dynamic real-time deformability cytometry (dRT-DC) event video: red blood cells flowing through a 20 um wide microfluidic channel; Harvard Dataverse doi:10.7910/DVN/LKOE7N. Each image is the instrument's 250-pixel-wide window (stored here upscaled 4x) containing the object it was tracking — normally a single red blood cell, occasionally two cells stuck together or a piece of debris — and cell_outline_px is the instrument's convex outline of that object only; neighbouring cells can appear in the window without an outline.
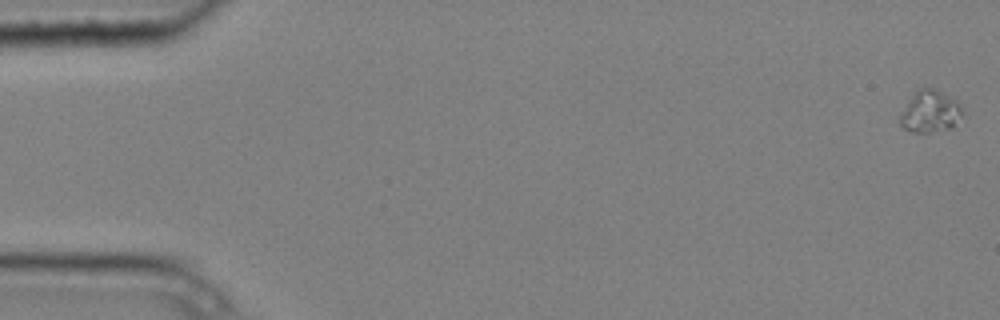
{"species": "common noctule bat (a hibernating species)", "species_latin": "Nyctalus noctula", "temperature_condition": "cold", "stored_images_in_passage": 7, "camera_frame_rate_fps": 3000, "um_per_image_px": 0.085, "animal": {"sex": "male", "body_mass_g": 20.4}, "frame": {"image": 1, "passage_image": 1, "time_ms": 0.0, "image_size_px": [1000, 320], "cell_outline_px": [[960, 116], [952, 128], [928, 132], [912, 132], [904, 128], [900, 124], [900, 112], [912, 96], [920, 88], [936, 88], [956, 100], [960, 108]], "centroid_in_image_um": [79.03, 9.48], "position_along_channel_um": 6.0, "area_um2": 14.91}}
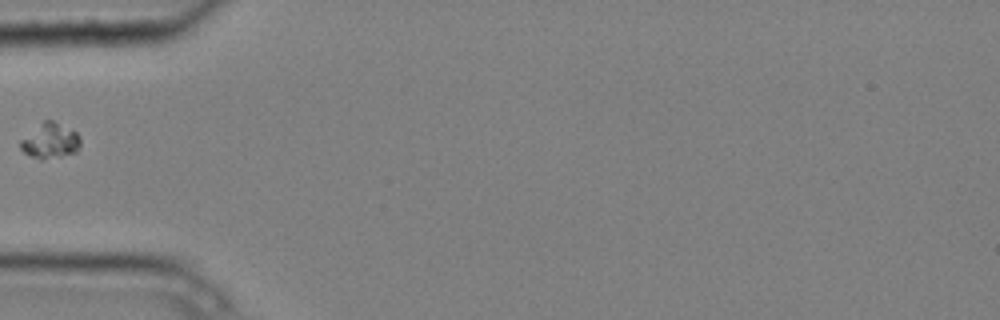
{"frame": {"image": 2, "passage_image": 6, "time_ms": 1.667, "image_size_px": [1000, 320], "cell_outline_px": [[80, 144], [76, 152], [60, 156], [40, 160], [24, 152], [20, 148], [20, 140], [44, 120], [52, 120], [76, 132], [80, 136]], "centroid_in_image_um": [4.26, 11.98], "position_along_channel_um": 80.7, "area_um2": 12.08}}
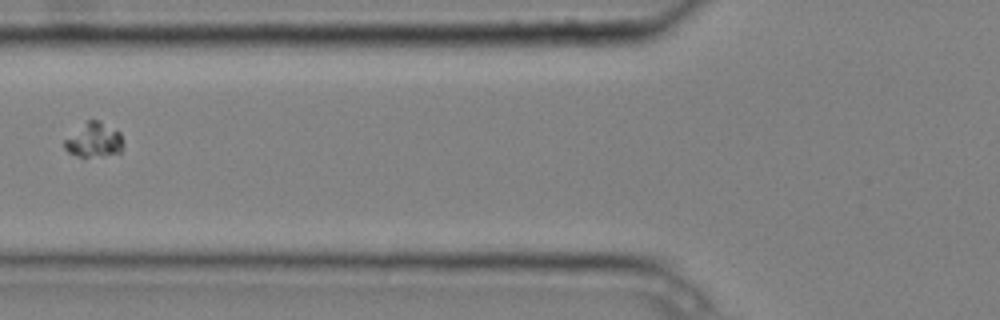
{"frame": {"image": 3, "passage_image": 7, "time_ms": 2.0, "image_size_px": [1000, 320], "cell_outline_px": [[124, 144], [120, 152], [104, 156], [84, 160], [68, 152], [64, 148], [64, 140], [88, 120], [96, 120], [120, 132]], "centroid_in_image_um": [7.98, 11.98], "position_along_channel_um": 117.8, "area_um2": 11.96}}